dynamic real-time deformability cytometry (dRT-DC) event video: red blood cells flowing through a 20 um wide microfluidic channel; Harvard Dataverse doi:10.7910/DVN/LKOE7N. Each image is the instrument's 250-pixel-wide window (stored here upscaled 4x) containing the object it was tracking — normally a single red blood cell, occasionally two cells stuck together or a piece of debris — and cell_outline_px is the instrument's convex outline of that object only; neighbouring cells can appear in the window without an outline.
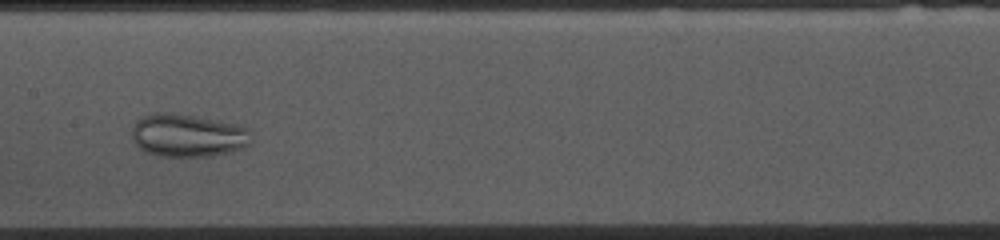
{"species": "common noctule bat (a hibernating species)", "species_latin": "Nyctalus noctula", "temperature_condition": "cold", "stored_images_in_passage": 42, "camera_frame_rate_fps": 3000, "um_per_image_px": 0.085, "animal": {"sex": "female", "body_mass_g": 10.0, "forearm_length_mm": 53.1}, "frame": {"image": 1, "passage_image": 22, "time_ms": 7.0, "image_size_px": [1000, 240], "cell_outline_px": [[252, 140], [244, 148], [232, 152], [212, 156], [156, 156], [144, 152], [132, 140], [132, 128], [136, 120], [152, 112], [172, 112], [196, 116], [240, 124], [248, 128]], "centroid_in_image_um": [15.96, 11.5], "position_along_channel_um": 191.4, "area_um2": 30.46}}
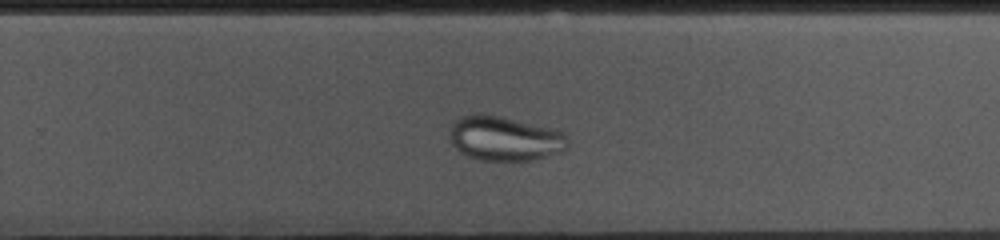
{"frame": {"image": 2, "passage_image": 30, "time_ms": 9.667, "image_size_px": [1000, 240], "cell_outline_px": [[568, 144], [560, 152], [532, 160], [480, 160], [468, 156], [460, 152], [452, 144], [452, 124], [460, 116], [480, 112], [552, 128], [564, 132], [568, 136]], "centroid_in_image_um": [42.91, 11.76], "position_along_channel_um": 286.9, "area_um2": 30.4}}
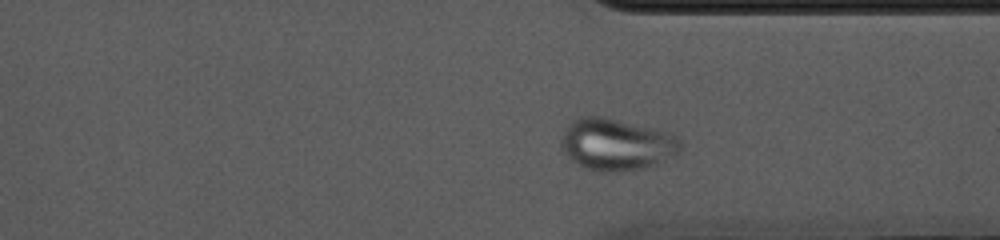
{"frame": {"image": 3, "passage_image": 36, "time_ms": 11.667, "image_size_px": [1000, 240], "cell_outline_px": [[680, 152], [656, 164], [644, 168], [624, 172], [596, 172], [572, 160], [568, 156], [560, 144], [560, 140], [564, 128], [568, 124], [580, 116], [604, 116], [664, 132], [676, 136], [680, 140]], "centroid_in_image_um": [52.36, 12.28], "position_along_channel_um": 359.0, "area_um2": 35.78}}